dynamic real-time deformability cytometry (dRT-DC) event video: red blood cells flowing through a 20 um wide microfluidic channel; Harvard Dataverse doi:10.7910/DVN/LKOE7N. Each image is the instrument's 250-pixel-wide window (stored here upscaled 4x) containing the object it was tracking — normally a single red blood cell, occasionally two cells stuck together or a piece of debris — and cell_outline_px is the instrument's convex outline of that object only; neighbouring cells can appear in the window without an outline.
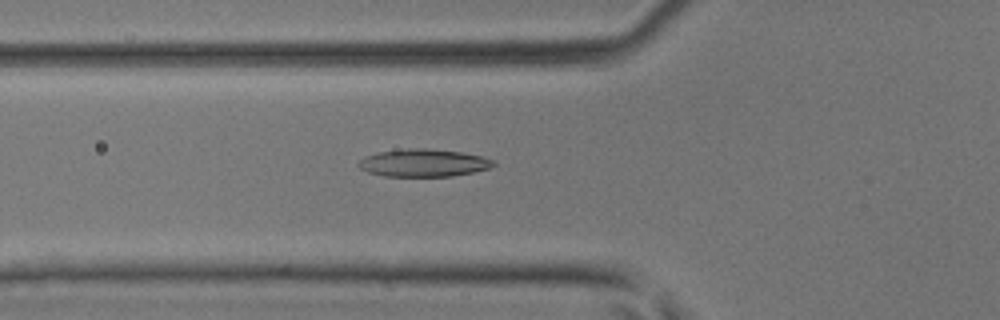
{"species": "common noctule bat (a hibernating species)", "species_latin": "Nyctalus noctula", "temperature_condition": "room temperature", "stored_images_in_passage": 46, "camera_frame_rate_fps": 3000, "um_per_image_px": 0.085, "animal": {"sex": "male", "body_mass_g": 17.9, "forearm_length_mm": 54.2}, "frame": {"image": 1, "passage_image": 17, "time_ms": 5.333, "image_size_px": [1000, 320], "cell_outline_px": [[496, 164], [488, 168], [472, 172], [452, 176], [384, 176], [368, 172], [360, 168], [356, 164], [364, 156], [376, 152], [408, 148], [424, 148], [460, 152], [480, 156], [492, 160]], "centroid_in_image_um": [35.93, 13.84], "position_along_channel_um": 89.9, "area_um2": 21.56}}
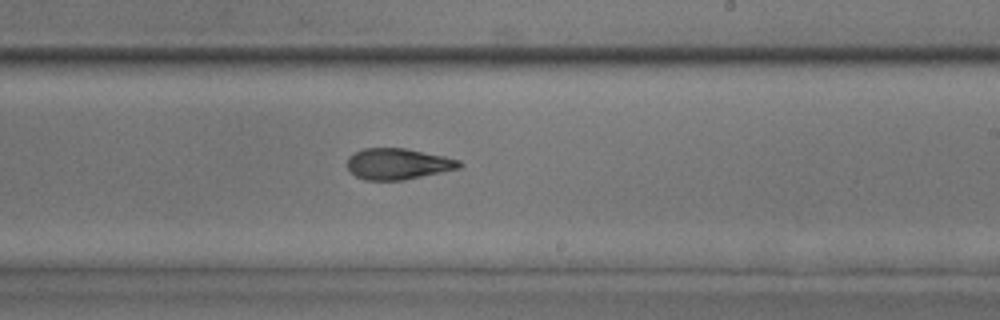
{"frame": {"image": 2, "passage_image": 28, "time_ms": 9.0, "image_size_px": [1000, 320], "cell_outline_px": [[464, 164], [460, 168], [404, 180], [364, 180], [356, 176], [348, 168], [348, 156], [364, 148], [404, 148], [444, 156], [460, 160]], "centroid_in_image_um": [33.84, 13.93], "position_along_channel_um": 255.2, "area_um2": 20.23}}
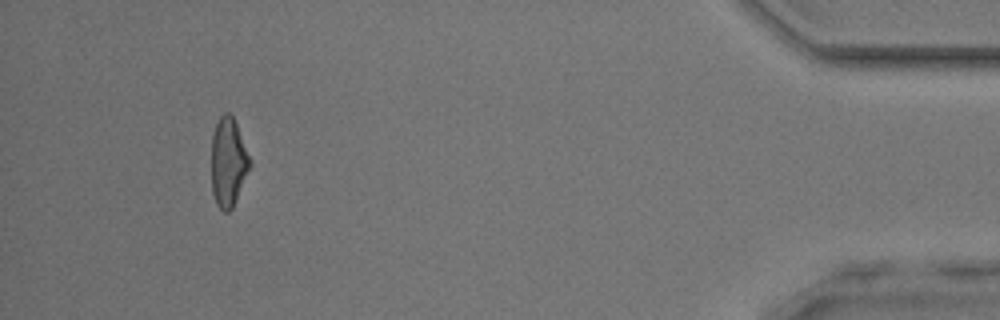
{"frame": {"image": 3, "passage_image": 43, "time_ms": 14.0, "image_size_px": [1000, 320], "cell_outline_px": [[252, 164], [232, 208], [228, 212], [224, 212], [216, 204], [212, 192], [212, 136], [216, 124], [220, 116], [224, 112], [228, 112], [232, 116], [236, 124], [252, 160]], "centroid_in_image_um": [19.41, 13.79], "position_along_channel_um": 415.8, "area_um2": 19.88}}